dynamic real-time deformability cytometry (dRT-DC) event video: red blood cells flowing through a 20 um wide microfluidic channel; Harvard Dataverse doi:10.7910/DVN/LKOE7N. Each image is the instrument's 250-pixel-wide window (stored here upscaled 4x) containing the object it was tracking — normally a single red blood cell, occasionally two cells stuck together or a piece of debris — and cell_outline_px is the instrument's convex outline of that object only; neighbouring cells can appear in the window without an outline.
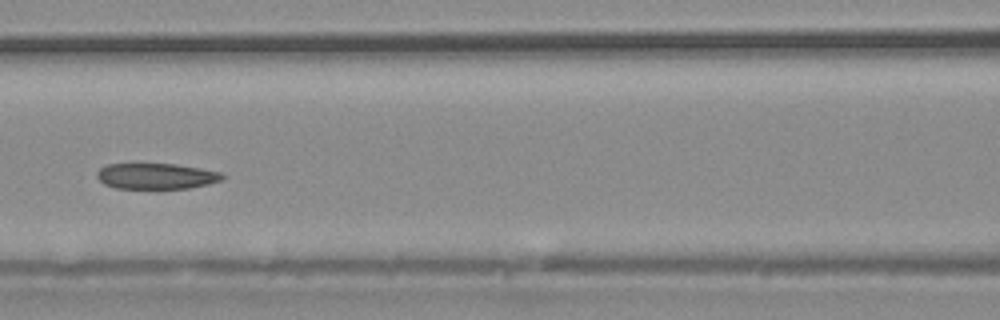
{"species": "common noctule bat (a hibernating species)", "species_latin": "Nyctalus noctula", "temperature_condition": "warm", "stored_images_in_passage": 39, "camera_frame_rate_fps": 3000, "um_per_image_px": 0.085, "animal": {"sex": "male", "body_mass_g": 20.4}, "frame": {"image": 1, "passage_image": 17, "time_ms": 5.333, "image_size_px": [1000, 320], "cell_outline_px": [[224, 180], [208, 184], [188, 188], [116, 188], [104, 184], [96, 176], [96, 172], [100, 168], [108, 164], [176, 164], [224, 172]], "centroid_in_image_um": [13.31, 14.96], "position_along_channel_um": 153.3, "area_um2": 18.9}}